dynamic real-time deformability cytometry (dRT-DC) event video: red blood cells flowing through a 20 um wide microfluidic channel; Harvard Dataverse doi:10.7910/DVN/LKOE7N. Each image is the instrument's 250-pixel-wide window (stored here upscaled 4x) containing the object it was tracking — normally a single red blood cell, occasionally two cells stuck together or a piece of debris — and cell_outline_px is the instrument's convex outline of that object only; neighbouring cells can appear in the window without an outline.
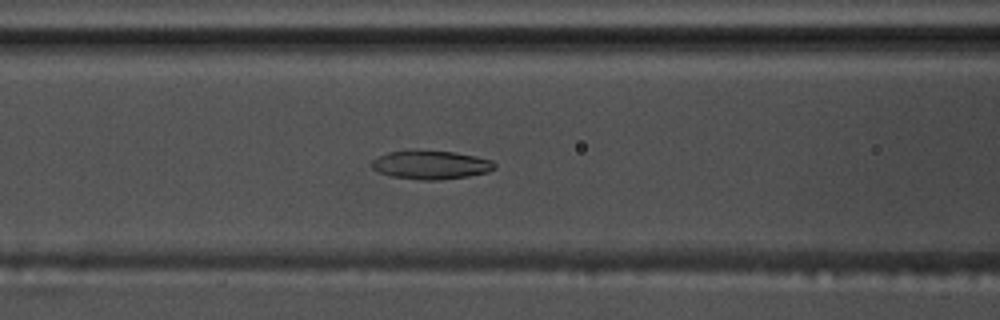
{"species": "common noctule bat (a hibernating species)", "species_latin": "Nyctalus noctula", "temperature_condition": "warm", "stored_images_in_passage": 57, "camera_frame_rate_fps": 3000, "um_per_image_px": 0.085, "animal": {"sex": "male", "body_mass_g": 17.5, "forearm_length_mm": 52.3}, "frame": {"image": 1, "passage_image": 24, "time_ms": 7.667, "image_size_px": [1000, 320], "cell_outline_px": [[496, 168], [488, 172], [468, 176], [440, 180], [420, 180], [392, 176], [380, 172], [372, 168], [372, 160], [388, 152], [408, 148], [452, 152], [476, 156], [492, 160], [496, 164]], "centroid_in_image_um": [36.62, 13.99], "position_along_channel_um": 130.0, "area_um2": 20.87}}
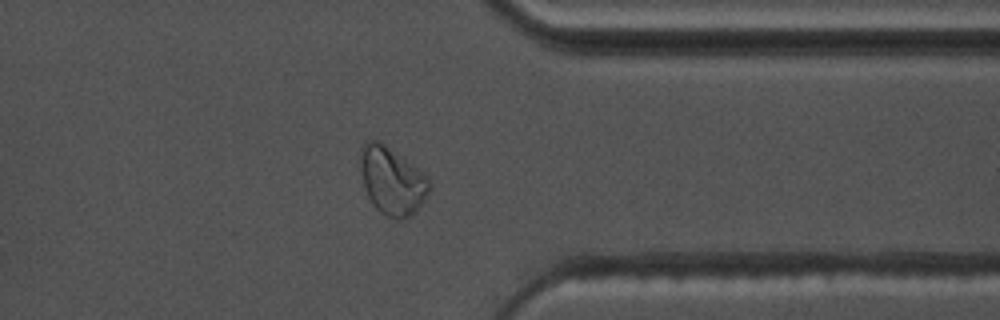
{"frame": {"image": 2, "passage_image": 45, "time_ms": 14.667, "image_size_px": [1000, 320], "cell_outline_px": [[432, 188], [416, 212], [400, 220], [396, 220], [380, 212], [372, 204], [364, 188], [360, 168], [360, 148], [368, 140], [380, 140], [420, 168], [428, 176], [432, 184]], "centroid_in_image_um": [33.35, 15.34], "position_along_channel_um": 378.1, "area_um2": 27.8}}
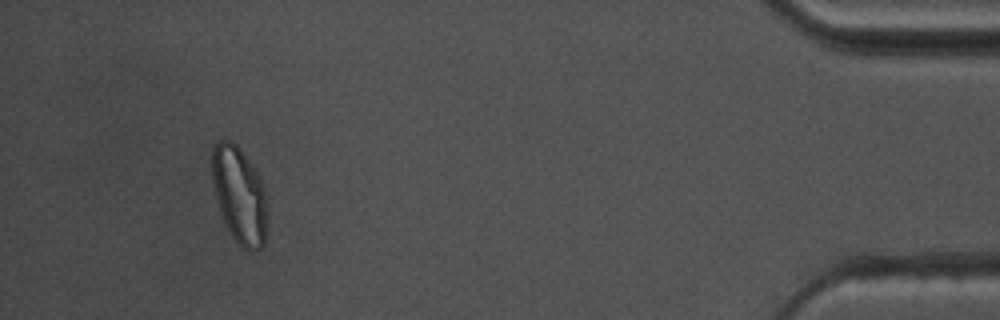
{"frame": {"image": 3, "passage_image": 53, "time_ms": 17.333, "image_size_px": [1000, 320], "cell_outline_px": [[268, 212], [264, 244], [256, 252], [248, 252], [240, 248], [232, 236], [220, 212], [212, 180], [212, 148], [220, 140], [232, 140], [236, 144], [248, 160], [256, 172], [268, 196]], "centroid_in_image_um": [20.38, 16.64], "position_along_channel_um": 414.8, "area_um2": 31.39}, "authors_computed_cell_mechanics": {"area_um2": 22.5998, "velocity_mm_per_s": 3.6354, "shape_relaxation_time_tau1_ms": 7.2783, "shape_relaxation_time_tau2_ms": 1.7548, "deformation_change_tau1": 0.1925, "deformation_change_tau2": 0.0699}}